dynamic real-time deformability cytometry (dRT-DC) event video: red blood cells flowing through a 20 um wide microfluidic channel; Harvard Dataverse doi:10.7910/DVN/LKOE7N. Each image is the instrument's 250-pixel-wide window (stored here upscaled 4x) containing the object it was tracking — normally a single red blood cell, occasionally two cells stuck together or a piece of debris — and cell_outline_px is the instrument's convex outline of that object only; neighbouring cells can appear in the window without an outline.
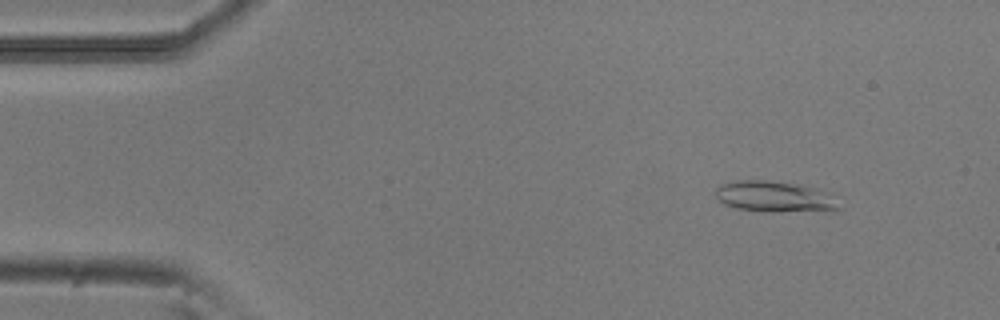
{"species": "common noctule bat (a hibernating species)", "species_latin": "Nyctalus noctula", "temperature_condition": "room temperature", "stored_images_in_passage": 4, "camera_frame_rate_fps": 3000, "um_per_image_px": 0.085, "animal": {"sex": "male", "body_mass_g": 20.5, "forearm_length_mm": 52.5}, "frame": {"image": 1, "passage_image": 1, "time_ms": 0.0, "image_size_px": [1000, 320], "cell_outline_px": [[844, 208], [780, 212], [768, 212], [736, 208], [724, 204], [716, 196], [716, 188], [720, 184], [736, 180], [764, 180], [800, 184], [832, 192]], "centroid_in_image_um": [65.88, 16.7], "position_along_channel_um": 19.1, "area_um2": 22.48}}
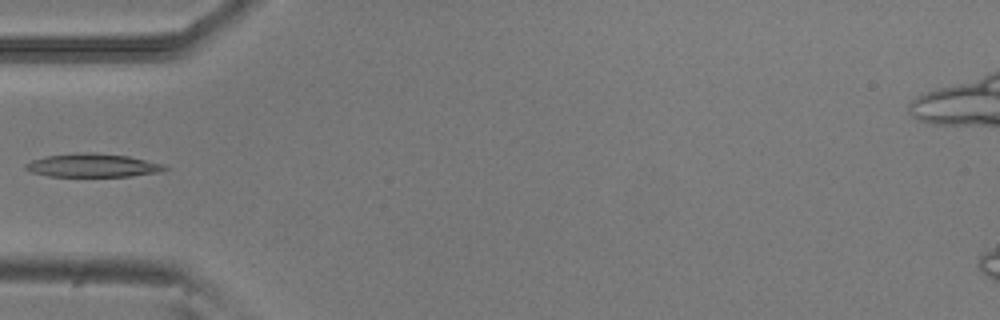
{"frame": {"image": 2, "passage_image": 4, "time_ms": 1.0, "image_size_px": [1000, 320], "cell_outline_px": [[168, 168], [160, 172], [132, 176], [48, 176], [32, 172], [24, 168], [24, 164], [32, 160], [48, 156], [80, 152], [92, 152], [128, 156], [164, 164]], "centroid_in_image_um": [7.88, 14.06], "position_along_channel_um": 77.1, "area_um2": 18.9}}